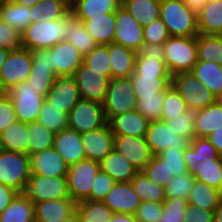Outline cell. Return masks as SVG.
I'll list each match as a JSON object with an SVG mask.
<instances>
[{
  "label": "cell",
  "mask_w": 222,
  "mask_h": 222,
  "mask_svg": "<svg viewBox=\"0 0 222 222\" xmlns=\"http://www.w3.org/2000/svg\"><path fill=\"white\" fill-rule=\"evenodd\" d=\"M131 78H111L102 104L107 122L115 116L133 111L137 98L133 92Z\"/></svg>",
  "instance_id": "cell-7"
},
{
  "label": "cell",
  "mask_w": 222,
  "mask_h": 222,
  "mask_svg": "<svg viewBox=\"0 0 222 222\" xmlns=\"http://www.w3.org/2000/svg\"><path fill=\"white\" fill-rule=\"evenodd\" d=\"M81 99L103 104L110 79L84 61L74 74Z\"/></svg>",
  "instance_id": "cell-10"
},
{
  "label": "cell",
  "mask_w": 222,
  "mask_h": 222,
  "mask_svg": "<svg viewBox=\"0 0 222 222\" xmlns=\"http://www.w3.org/2000/svg\"><path fill=\"white\" fill-rule=\"evenodd\" d=\"M107 124L103 105L80 99L68 115V129L84 134Z\"/></svg>",
  "instance_id": "cell-11"
},
{
  "label": "cell",
  "mask_w": 222,
  "mask_h": 222,
  "mask_svg": "<svg viewBox=\"0 0 222 222\" xmlns=\"http://www.w3.org/2000/svg\"><path fill=\"white\" fill-rule=\"evenodd\" d=\"M6 94L11 98L17 120L24 123L37 121L45 97L27 81L13 86Z\"/></svg>",
  "instance_id": "cell-8"
},
{
  "label": "cell",
  "mask_w": 222,
  "mask_h": 222,
  "mask_svg": "<svg viewBox=\"0 0 222 222\" xmlns=\"http://www.w3.org/2000/svg\"><path fill=\"white\" fill-rule=\"evenodd\" d=\"M7 1H10V0H0V3L7 2Z\"/></svg>",
  "instance_id": "cell-72"
},
{
  "label": "cell",
  "mask_w": 222,
  "mask_h": 222,
  "mask_svg": "<svg viewBox=\"0 0 222 222\" xmlns=\"http://www.w3.org/2000/svg\"><path fill=\"white\" fill-rule=\"evenodd\" d=\"M79 222H111L113 212L102 201L83 200L76 202Z\"/></svg>",
  "instance_id": "cell-40"
},
{
  "label": "cell",
  "mask_w": 222,
  "mask_h": 222,
  "mask_svg": "<svg viewBox=\"0 0 222 222\" xmlns=\"http://www.w3.org/2000/svg\"><path fill=\"white\" fill-rule=\"evenodd\" d=\"M184 150L185 149L168 148L159 154V156L166 161L171 174H174V176L182 175L187 172V166L184 160Z\"/></svg>",
  "instance_id": "cell-55"
},
{
  "label": "cell",
  "mask_w": 222,
  "mask_h": 222,
  "mask_svg": "<svg viewBox=\"0 0 222 222\" xmlns=\"http://www.w3.org/2000/svg\"><path fill=\"white\" fill-rule=\"evenodd\" d=\"M188 204L186 199L165 198L162 203V217L159 222H183Z\"/></svg>",
  "instance_id": "cell-50"
},
{
  "label": "cell",
  "mask_w": 222,
  "mask_h": 222,
  "mask_svg": "<svg viewBox=\"0 0 222 222\" xmlns=\"http://www.w3.org/2000/svg\"><path fill=\"white\" fill-rule=\"evenodd\" d=\"M68 167L62 156L53 147L30 155L31 175L66 176Z\"/></svg>",
  "instance_id": "cell-22"
},
{
  "label": "cell",
  "mask_w": 222,
  "mask_h": 222,
  "mask_svg": "<svg viewBox=\"0 0 222 222\" xmlns=\"http://www.w3.org/2000/svg\"><path fill=\"white\" fill-rule=\"evenodd\" d=\"M84 61L90 66V69L106 71V76L111 79V62L107 45L95 47L84 56Z\"/></svg>",
  "instance_id": "cell-53"
},
{
  "label": "cell",
  "mask_w": 222,
  "mask_h": 222,
  "mask_svg": "<svg viewBox=\"0 0 222 222\" xmlns=\"http://www.w3.org/2000/svg\"><path fill=\"white\" fill-rule=\"evenodd\" d=\"M18 194L13 188L0 184V214Z\"/></svg>",
  "instance_id": "cell-62"
},
{
  "label": "cell",
  "mask_w": 222,
  "mask_h": 222,
  "mask_svg": "<svg viewBox=\"0 0 222 222\" xmlns=\"http://www.w3.org/2000/svg\"><path fill=\"white\" fill-rule=\"evenodd\" d=\"M27 123L16 121L0 134V149L28 154Z\"/></svg>",
  "instance_id": "cell-32"
},
{
  "label": "cell",
  "mask_w": 222,
  "mask_h": 222,
  "mask_svg": "<svg viewBox=\"0 0 222 222\" xmlns=\"http://www.w3.org/2000/svg\"><path fill=\"white\" fill-rule=\"evenodd\" d=\"M107 49L111 62V78H130L135 71L137 52L118 43H110Z\"/></svg>",
  "instance_id": "cell-26"
},
{
  "label": "cell",
  "mask_w": 222,
  "mask_h": 222,
  "mask_svg": "<svg viewBox=\"0 0 222 222\" xmlns=\"http://www.w3.org/2000/svg\"><path fill=\"white\" fill-rule=\"evenodd\" d=\"M35 222H55L76 212V202L71 198L54 199L34 203Z\"/></svg>",
  "instance_id": "cell-25"
},
{
  "label": "cell",
  "mask_w": 222,
  "mask_h": 222,
  "mask_svg": "<svg viewBox=\"0 0 222 222\" xmlns=\"http://www.w3.org/2000/svg\"><path fill=\"white\" fill-rule=\"evenodd\" d=\"M137 100L136 110L149 122L160 120L163 109L164 92L157 93L155 96L143 97V99Z\"/></svg>",
  "instance_id": "cell-49"
},
{
  "label": "cell",
  "mask_w": 222,
  "mask_h": 222,
  "mask_svg": "<svg viewBox=\"0 0 222 222\" xmlns=\"http://www.w3.org/2000/svg\"><path fill=\"white\" fill-rule=\"evenodd\" d=\"M24 194L33 203L70 197L67 177L31 175Z\"/></svg>",
  "instance_id": "cell-12"
},
{
  "label": "cell",
  "mask_w": 222,
  "mask_h": 222,
  "mask_svg": "<svg viewBox=\"0 0 222 222\" xmlns=\"http://www.w3.org/2000/svg\"><path fill=\"white\" fill-rule=\"evenodd\" d=\"M90 36L100 46L114 42L115 13H106L103 16L92 17L83 21Z\"/></svg>",
  "instance_id": "cell-31"
},
{
  "label": "cell",
  "mask_w": 222,
  "mask_h": 222,
  "mask_svg": "<svg viewBox=\"0 0 222 222\" xmlns=\"http://www.w3.org/2000/svg\"><path fill=\"white\" fill-rule=\"evenodd\" d=\"M195 116L196 111L187 110L181 115L174 117L172 120L166 121L171 128V131L178 136L193 140L195 134Z\"/></svg>",
  "instance_id": "cell-47"
},
{
  "label": "cell",
  "mask_w": 222,
  "mask_h": 222,
  "mask_svg": "<svg viewBox=\"0 0 222 222\" xmlns=\"http://www.w3.org/2000/svg\"><path fill=\"white\" fill-rule=\"evenodd\" d=\"M217 98L222 94V65L218 62L197 60L190 71Z\"/></svg>",
  "instance_id": "cell-33"
},
{
  "label": "cell",
  "mask_w": 222,
  "mask_h": 222,
  "mask_svg": "<svg viewBox=\"0 0 222 222\" xmlns=\"http://www.w3.org/2000/svg\"><path fill=\"white\" fill-rule=\"evenodd\" d=\"M162 106L163 109L160 118L162 121L172 120L174 117L188 110L185 101L172 85L164 92Z\"/></svg>",
  "instance_id": "cell-46"
},
{
  "label": "cell",
  "mask_w": 222,
  "mask_h": 222,
  "mask_svg": "<svg viewBox=\"0 0 222 222\" xmlns=\"http://www.w3.org/2000/svg\"><path fill=\"white\" fill-rule=\"evenodd\" d=\"M221 199V191L195 180L188 197V203L198 208L215 211Z\"/></svg>",
  "instance_id": "cell-39"
},
{
  "label": "cell",
  "mask_w": 222,
  "mask_h": 222,
  "mask_svg": "<svg viewBox=\"0 0 222 222\" xmlns=\"http://www.w3.org/2000/svg\"><path fill=\"white\" fill-rule=\"evenodd\" d=\"M28 132V155L53 147L55 133L47 129L38 121L27 124Z\"/></svg>",
  "instance_id": "cell-43"
},
{
  "label": "cell",
  "mask_w": 222,
  "mask_h": 222,
  "mask_svg": "<svg viewBox=\"0 0 222 222\" xmlns=\"http://www.w3.org/2000/svg\"><path fill=\"white\" fill-rule=\"evenodd\" d=\"M17 121V116L14 110L11 98L3 93L0 95V134L9 125Z\"/></svg>",
  "instance_id": "cell-59"
},
{
  "label": "cell",
  "mask_w": 222,
  "mask_h": 222,
  "mask_svg": "<svg viewBox=\"0 0 222 222\" xmlns=\"http://www.w3.org/2000/svg\"><path fill=\"white\" fill-rule=\"evenodd\" d=\"M111 222H138L132 214L114 213Z\"/></svg>",
  "instance_id": "cell-64"
},
{
  "label": "cell",
  "mask_w": 222,
  "mask_h": 222,
  "mask_svg": "<svg viewBox=\"0 0 222 222\" xmlns=\"http://www.w3.org/2000/svg\"><path fill=\"white\" fill-rule=\"evenodd\" d=\"M65 17L54 21L31 22L21 33L22 47L29 51L49 49L67 39Z\"/></svg>",
  "instance_id": "cell-3"
},
{
  "label": "cell",
  "mask_w": 222,
  "mask_h": 222,
  "mask_svg": "<svg viewBox=\"0 0 222 222\" xmlns=\"http://www.w3.org/2000/svg\"><path fill=\"white\" fill-rule=\"evenodd\" d=\"M53 148L68 166L87 159L82 144V134L70 129L55 134Z\"/></svg>",
  "instance_id": "cell-24"
},
{
  "label": "cell",
  "mask_w": 222,
  "mask_h": 222,
  "mask_svg": "<svg viewBox=\"0 0 222 222\" xmlns=\"http://www.w3.org/2000/svg\"><path fill=\"white\" fill-rule=\"evenodd\" d=\"M207 139L213 145L215 150L220 156H222V126L214 130L211 134L207 136Z\"/></svg>",
  "instance_id": "cell-63"
},
{
  "label": "cell",
  "mask_w": 222,
  "mask_h": 222,
  "mask_svg": "<svg viewBox=\"0 0 222 222\" xmlns=\"http://www.w3.org/2000/svg\"><path fill=\"white\" fill-rule=\"evenodd\" d=\"M194 181V175H191L188 172L182 175L174 176L164 188L165 197L182 198L188 200Z\"/></svg>",
  "instance_id": "cell-48"
},
{
  "label": "cell",
  "mask_w": 222,
  "mask_h": 222,
  "mask_svg": "<svg viewBox=\"0 0 222 222\" xmlns=\"http://www.w3.org/2000/svg\"><path fill=\"white\" fill-rule=\"evenodd\" d=\"M121 7L144 27L160 18L161 0H122Z\"/></svg>",
  "instance_id": "cell-34"
},
{
  "label": "cell",
  "mask_w": 222,
  "mask_h": 222,
  "mask_svg": "<svg viewBox=\"0 0 222 222\" xmlns=\"http://www.w3.org/2000/svg\"><path fill=\"white\" fill-rule=\"evenodd\" d=\"M220 126H222V104L218 100L196 111L194 126L196 137H207Z\"/></svg>",
  "instance_id": "cell-37"
},
{
  "label": "cell",
  "mask_w": 222,
  "mask_h": 222,
  "mask_svg": "<svg viewBox=\"0 0 222 222\" xmlns=\"http://www.w3.org/2000/svg\"><path fill=\"white\" fill-rule=\"evenodd\" d=\"M102 202L113 213L134 215L141 200L133 190L131 182H116Z\"/></svg>",
  "instance_id": "cell-23"
},
{
  "label": "cell",
  "mask_w": 222,
  "mask_h": 222,
  "mask_svg": "<svg viewBox=\"0 0 222 222\" xmlns=\"http://www.w3.org/2000/svg\"><path fill=\"white\" fill-rule=\"evenodd\" d=\"M0 222H35L34 203L19 193L0 214Z\"/></svg>",
  "instance_id": "cell-38"
},
{
  "label": "cell",
  "mask_w": 222,
  "mask_h": 222,
  "mask_svg": "<svg viewBox=\"0 0 222 222\" xmlns=\"http://www.w3.org/2000/svg\"><path fill=\"white\" fill-rule=\"evenodd\" d=\"M13 1L19 5L32 7L33 5H36L37 3L41 2L42 0H13Z\"/></svg>",
  "instance_id": "cell-67"
},
{
  "label": "cell",
  "mask_w": 222,
  "mask_h": 222,
  "mask_svg": "<svg viewBox=\"0 0 222 222\" xmlns=\"http://www.w3.org/2000/svg\"><path fill=\"white\" fill-rule=\"evenodd\" d=\"M198 34L222 36V0L206 2L197 12Z\"/></svg>",
  "instance_id": "cell-30"
},
{
  "label": "cell",
  "mask_w": 222,
  "mask_h": 222,
  "mask_svg": "<svg viewBox=\"0 0 222 222\" xmlns=\"http://www.w3.org/2000/svg\"><path fill=\"white\" fill-rule=\"evenodd\" d=\"M217 100L222 104V94L217 98Z\"/></svg>",
  "instance_id": "cell-70"
},
{
  "label": "cell",
  "mask_w": 222,
  "mask_h": 222,
  "mask_svg": "<svg viewBox=\"0 0 222 222\" xmlns=\"http://www.w3.org/2000/svg\"><path fill=\"white\" fill-rule=\"evenodd\" d=\"M187 172L195 180L222 192V156L207 137H195L184 150Z\"/></svg>",
  "instance_id": "cell-1"
},
{
  "label": "cell",
  "mask_w": 222,
  "mask_h": 222,
  "mask_svg": "<svg viewBox=\"0 0 222 222\" xmlns=\"http://www.w3.org/2000/svg\"><path fill=\"white\" fill-rule=\"evenodd\" d=\"M67 39L83 56L98 46L87 32L83 21H80L71 11L65 16Z\"/></svg>",
  "instance_id": "cell-29"
},
{
  "label": "cell",
  "mask_w": 222,
  "mask_h": 222,
  "mask_svg": "<svg viewBox=\"0 0 222 222\" xmlns=\"http://www.w3.org/2000/svg\"><path fill=\"white\" fill-rule=\"evenodd\" d=\"M165 64L171 75L190 72L196 64V36L170 37L164 43Z\"/></svg>",
  "instance_id": "cell-4"
},
{
  "label": "cell",
  "mask_w": 222,
  "mask_h": 222,
  "mask_svg": "<svg viewBox=\"0 0 222 222\" xmlns=\"http://www.w3.org/2000/svg\"><path fill=\"white\" fill-rule=\"evenodd\" d=\"M190 9L196 13L203 7L207 0H182Z\"/></svg>",
  "instance_id": "cell-65"
},
{
  "label": "cell",
  "mask_w": 222,
  "mask_h": 222,
  "mask_svg": "<svg viewBox=\"0 0 222 222\" xmlns=\"http://www.w3.org/2000/svg\"><path fill=\"white\" fill-rule=\"evenodd\" d=\"M134 216L138 222H159L162 217V203L141 201Z\"/></svg>",
  "instance_id": "cell-58"
},
{
  "label": "cell",
  "mask_w": 222,
  "mask_h": 222,
  "mask_svg": "<svg viewBox=\"0 0 222 222\" xmlns=\"http://www.w3.org/2000/svg\"><path fill=\"white\" fill-rule=\"evenodd\" d=\"M114 135L145 137L149 121L136 109L115 117L108 122Z\"/></svg>",
  "instance_id": "cell-27"
},
{
  "label": "cell",
  "mask_w": 222,
  "mask_h": 222,
  "mask_svg": "<svg viewBox=\"0 0 222 222\" xmlns=\"http://www.w3.org/2000/svg\"><path fill=\"white\" fill-rule=\"evenodd\" d=\"M100 170V162L83 160L68 167L67 183L70 197L75 201L85 200L91 192L92 182Z\"/></svg>",
  "instance_id": "cell-13"
},
{
  "label": "cell",
  "mask_w": 222,
  "mask_h": 222,
  "mask_svg": "<svg viewBox=\"0 0 222 222\" xmlns=\"http://www.w3.org/2000/svg\"><path fill=\"white\" fill-rule=\"evenodd\" d=\"M8 53H9V50L0 47V70L6 60Z\"/></svg>",
  "instance_id": "cell-68"
},
{
  "label": "cell",
  "mask_w": 222,
  "mask_h": 222,
  "mask_svg": "<svg viewBox=\"0 0 222 222\" xmlns=\"http://www.w3.org/2000/svg\"><path fill=\"white\" fill-rule=\"evenodd\" d=\"M113 149L138 171H142L151 161L153 154L145 137L114 135Z\"/></svg>",
  "instance_id": "cell-15"
},
{
  "label": "cell",
  "mask_w": 222,
  "mask_h": 222,
  "mask_svg": "<svg viewBox=\"0 0 222 222\" xmlns=\"http://www.w3.org/2000/svg\"><path fill=\"white\" fill-rule=\"evenodd\" d=\"M115 184L110 175L99 170L93 179L90 195L85 200L103 201Z\"/></svg>",
  "instance_id": "cell-54"
},
{
  "label": "cell",
  "mask_w": 222,
  "mask_h": 222,
  "mask_svg": "<svg viewBox=\"0 0 222 222\" xmlns=\"http://www.w3.org/2000/svg\"><path fill=\"white\" fill-rule=\"evenodd\" d=\"M214 222H222V199L214 211Z\"/></svg>",
  "instance_id": "cell-66"
},
{
  "label": "cell",
  "mask_w": 222,
  "mask_h": 222,
  "mask_svg": "<svg viewBox=\"0 0 222 222\" xmlns=\"http://www.w3.org/2000/svg\"><path fill=\"white\" fill-rule=\"evenodd\" d=\"M114 42L138 51L144 44L143 27L123 7L115 12Z\"/></svg>",
  "instance_id": "cell-17"
},
{
  "label": "cell",
  "mask_w": 222,
  "mask_h": 222,
  "mask_svg": "<svg viewBox=\"0 0 222 222\" xmlns=\"http://www.w3.org/2000/svg\"><path fill=\"white\" fill-rule=\"evenodd\" d=\"M144 43L164 44L169 38V32L164 22L159 18L143 27Z\"/></svg>",
  "instance_id": "cell-56"
},
{
  "label": "cell",
  "mask_w": 222,
  "mask_h": 222,
  "mask_svg": "<svg viewBox=\"0 0 222 222\" xmlns=\"http://www.w3.org/2000/svg\"><path fill=\"white\" fill-rule=\"evenodd\" d=\"M135 72L139 76H172L165 62L155 58L140 57L138 54L135 61Z\"/></svg>",
  "instance_id": "cell-52"
},
{
  "label": "cell",
  "mask_w": 222,
  "mask_h": 222,
  "mask_svg": "<svg viewBox=\"0 0 222 222\" xmlns=\"http://www.w3.org/2000/svg\"><path fill=\"white\" fill-rule=\"evenodd\" d=\"M37 121L55 134L68 129V114L53 107L46 100L42 104Z\"/></svg>",
  "instance_id": "cell-44"
},
{
  "label": "cell",
  "mask_w": 222,
  "mask_h": 222,
  "mask_svg": "<svg viewBox=\"0 0 222 222\" xmlns=\"http://www.w3.org/2000/svg\"><path fill=\"white\" fill-rule=\"evenodd\" d=\"M145 140L153 155H159L168 148L186 149L189 139L175 135L166 121H150L145 134Z\"/></svg>",
  "instance_id": "cell-14"
},
{
  "label": "cell",
  "mask_w": 222,
  "mask_h": 222,
  "mask_svg": "<svg viewBox=\"0 0 222 222\" xmlns=\"http://www.w3.org/2000/svg\"><path fill=\"white\" fill-rule=\"evenodd\" d=\"M80 99L79 90L73 76L56 77L52 88L45 96L48 103L68 115Z\"/></svg>",
  "instance_id": "cell-18"
},
{
  "label": "cell",
  "mask_w": 222,
  "mask_h": 222,
  "mask_svg": "<svg viewBox=\"0 0 222 222\" xmlns=\"http://www.w3.org/2000/svg\"><path fill=\"white\" fill-rule=\"evenodd\" d=\"M160 19L170 37H193L198 35L197 13L182 0H161Z\"/></svg>",
  "instance_id": "cell-2"
},
{
  "label": "cell",
  "mask_w": 222,
  "mask_h": 222,
  "mask_svg": "<svg viewBox=\"0 0 222 222\" xmlns=\"http://www.w3.org/2000/svg\"><path fill=\"white\" fill-rule=\"evenodd\" d=\"M49 50L56 77L74 76L84 62V56L68 41H61Z\"/></svg>",
  "instance_id": "cell-19"
},
{
  "label": "cell",
  "mask_w": 222,
  "mask_h": 222,
  "mask_svg": "<svg viewBox=\"0 0 222 222\" xmlns=\"http://www.w3.org/2000/svg\"><path fill=\"white\" fill-rule=\"evenodd\" d=\"M183 222H214V211L188 204Z\"/></svg>",
  "instance_id": "cell-60"
},
{
  "label": "cell",
  "mask_w": 222,
  "mask_h": 222,
  "mask_svg": "<svg viewBox=\"0 0 222 222\" xmlns=\"http://www.w3.org/2000/svg\"><path fill=\"white\" fill-rule=\"evenodd\" d=\"M142 172L150 181L163 188H165L174 177V174H171L166 161H164L159 155H153L151 161L146 165Z\"/></svg>",
  "instance_id": "cell-45"
},
{
  "label": "cell",
  "mask_w": 222,
  "mask_h": 222,
  "mask_svg": "<svg viewBox=\"0 0 222 222\" xmlns=\"http://www.w3.org/2000/svg\"><path fill=\"white\" fill-rule=\"evenodd\" d=\"M137 99L165 92L171 85L172 76H139L135 71L130 76Z\"/></svg>",
  "instance_id": "cell-36"
},
{
  "label": "cell",
  "mask_w": 222,
  "mask_h": 222,
  "mask_svg": "<svg viewBox=\"0 0 222 222\" xmlns=\"http://www.w3.org/2000/svg\"><path fill=\"white\" fill-rule=\"evenodd\" d=\"M30 173V156L28 154L0 149V184L24 193Z\"/></svg>",
  "instance_id": "cell-6"
},
{
  "label": "cell",
  "mask_w": 222,
  "mask_h": 222,
  "mask_svg": "<svg viewBox=\"0 0 222 222\" xmlns=\"http://www.w3.org/2000/svg\"><path fill=\"white\" fill-rule=\"evenodd\" d=\"M171 85L181 95L188 110L198 111L217 101V97L191 72L172 75Z\"/></svg>",
  "instance_id": "cell-5"
},
{
  "label": "cell",
  "mask_w": 222,
  "mask_h": 222,
  "mask_svg": "<svg viewBox=\"0 0 222 222\" xmlns=\"http://www.w3.org/2000/svg\"><path fill=\"white\" fill-rule=\"evenodd\" d=\"M37 4L42 11L43 21L59 20L70 12V0H42Z\"/></svg>",
  "instance_id": "cell-51"
},
{
  "label": "cell",
  "mask_w": 222,
  "mask_h": 222,
  "mask_svg": "<svg viewBox=\"0 0 222 222\" xmlns=\"http://www.w3.org/2000/svg\"><path fill=\"white\" fill-rule=\"evenodd\" d=\"M100 170L116 182H131L138 172L132 164L114 149L100 162Z\"/></svg>",
  "instance_id": "cell-35"
},
{
  "label": "cell",
  "mask_w": 222,
  "mask_h": 222,
  "mask_svg": "<svg viewBox=\"0 0 222 222\" xmlns=\"http://www.w3.org/2000/svg\"><path fill=\"white\" fill-rule=\"evenodd\" d=\"M132 187L141 201L163 203L165 200V189L150 181L140 171L131 179Z\"/></svg>",
  "instance_id": "cell-41"
},
{
  "label": "cell",
  "mask_w": 222,
  "mask_h": 222,
  "mask_svg": "<svg viewBox=\"0 0 222 222\" xmlns=\"http://www.w3.org/2000/svg\"><path fill=\"white\" fill-rule=\"evenodd\" d=\"M55 222H79V221H78L77 214L75 212L73 215L69 216L68 218L61 219V220L55 221Z\"/></svg>",
  "instance_id": "cell-69"
},
{
  "label": "cell",
  "mask_w": 222,
  "mask_h": 222,
  "mask_svg": "<svg viewBox=\"0 0 222 222\" xmlns=\"http://www.w3.org/2000/svg\"><path fill=\"white\" fill-rule=\"evenodd\" d=\"M42 17L38 4L27 7L13 0L0 3V18L21 33L31 22H38Z\"/></svg>",
  "instance_id": "cell-20"
},
{
  "label": "cell",
  "mask_w": 222,
  "mask_h": 222,
  "mask_svg": "<svg viewBox=\"0 0 222 222\" xmlns=\"http://www.w3.org/2000/svg\"><path fill=\"white\" fill-rule=\"evenodd\" d=\"M82 144L87 159L101 162L113 150L114 134L109 124L82 134Z\"/></svg>",
  "instance_id": "cell-21"
},
{
  "label": "cell",
  "mask_w": 222,
  "mask_h": 222,
  "mask_svg": "<svg viewBox=\"0 0 222 222\" xmlns=\"http://www.w3.org/2000/svg\"><path fill=\"white\" fill-rule=\"evenodd\" d=\"M215 1H221V0H207V2H215Z\"/></svg>",
  "instance_id": "cell-71"
},
{
  "label": "cell",
  "mask_w": 222,
  "mask_h": 222,
  "mask_svg": "<svg viewBox=\"0 0 222 222\" xmlns=\"http://www.w3.org/2000/svg\"><path fill=\"white\" fill-rule=\"evenodd\" d=\"M122 0H70V11L80 20L115 13Z\"/></svg>",
  "instance_id": "cell-28"
},
{
  "label": "cell",
  "mask_w": 222,
  "mask_h": 222,
  "mask_svg": "<svg viewBox=\"0 0 222 222\" xmlns=\"http://www.w3.org/2000/svg\"><path fill=\"white\" fill-rule=\"evenodd\" d=\"M0 47L15 50L22 47L21 32L9 26L0 18Z\"/></svg>",
  "instance_id": "cell-57"
},
{
  "label": "cell",
  "mask_w": 222,
  "mask_h": 222,
  "mask_svg": "<svg viewBox=\"0 0 222 222\" xmlns=\"http://www.w3.org/2000/svg\"><path fill=\"white\" fill-rule=\"evenodd\" d=\"M197 58L201 61H215L222 65V36H196Z\"/></svg>",
  "instance_id": "cell-42"
},
{
  "label": "cell",
  "mask_w": 222,
  "mask_h": 222,
  "mask_svg": "<svg viewBox=\"0 0 222 222\" xmlns=\"http://www.w3.org/2000/svg\"><path fill=\"white\" fill-rule=\"evenodd\" d=\"M164 44L144 43L137 51L140 57L155 58L165 62Z\"/></svg>",
  "instance_id": "cell-61"
},
{
  "label": "cell",
  "mask_w": 222,
  "mask_h": 222,
  "mask_svg": "<svg viewBox=\"0 0 222 222\" xmlns=\"http://www.w3.org/2000/svg\"><path fill=\"white\" fill-rule=\"evenodd\" d=\"M32 66L27 82L39 92L46 96L52 88L56 76L54 75V65L51 61L49 49H39L31 51Z\"/></svg>",
  "instance_id": "cell-16"
},
{
  "label": "cell",
  "mask_w": 222,
  "mask_h": 222,
  "mask_svg": "<svg viewBox=\"0 0 222 222\" xmlns=\"http://www.w3.org/2000/svg\"><path fill=\"white\" fill-rule=\"evenodd\" d=\"M31 66V51L23 47L10 50L0 70V88L3 93L19 83L26 82Z\"/></svg>",
  "instance_id": "cell-9"
}]
</instances>
